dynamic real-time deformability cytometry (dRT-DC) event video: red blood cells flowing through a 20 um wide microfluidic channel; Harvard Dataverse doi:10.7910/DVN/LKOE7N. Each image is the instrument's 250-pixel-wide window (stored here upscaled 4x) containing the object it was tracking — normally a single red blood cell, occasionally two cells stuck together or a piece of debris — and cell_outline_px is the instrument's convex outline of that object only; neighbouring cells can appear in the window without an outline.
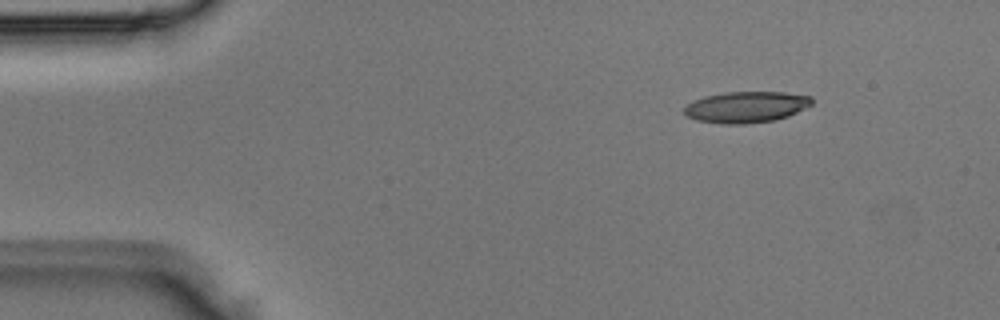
{"species": "Egyptian fruit bat (a non-hibernating species)", "species_latin": "Rousettus aegyptiacus", "temperature_condition": "room temperature", "stored_images_in_passage": 4, "camera_frame_rate_fps": 3000, "um_per_image_px": 0.085, "animal": {"sex": "male"}, "frame": {"image": 1, "passage_image": 2, "time_ms": 0.333, "image_size_px": [1000, 320], "cell_outline_px": [[812, 104], [788, 116], [776, 120], [744, 124], [724, 124], [696, 120], [688, 116], [684, 112], [684, 108], [688, 104], [704, 96], [724, 92], [784, 92], [812, 96]], "centroid_in_image_um": [63.44, 9.09], "position_along_channel_um": 21.6, "area_um2": 23.12}}